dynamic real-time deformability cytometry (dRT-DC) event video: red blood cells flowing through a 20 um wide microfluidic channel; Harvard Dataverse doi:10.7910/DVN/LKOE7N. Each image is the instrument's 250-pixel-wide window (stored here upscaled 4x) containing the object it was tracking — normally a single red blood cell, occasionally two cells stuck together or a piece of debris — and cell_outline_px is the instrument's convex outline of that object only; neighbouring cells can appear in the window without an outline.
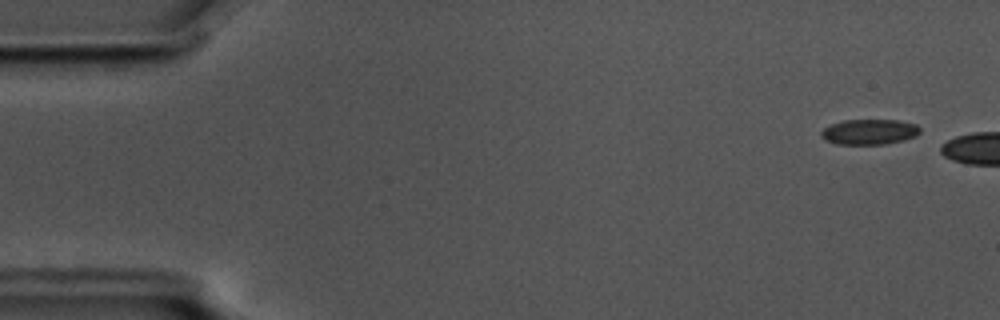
{"species": "common noctule bat (a hibernating species)", "species_latin": "Nyctalus noctula", "temperature_condition": "cold", "stored_images_in_passage": 46, "camera_frame_rate_fps": 3000, "um_per_image_px": 0.085, "animal": {"sex": "male", "body_mass_g": 17.5, "forearm_length_mm": 52.3}, "frame": {"image": 1, "passage_image": 3, "time_ms": 0.667, "image_size_px": [1000, 320], "cell_outline_px": [[920, 132], [916, 136], [904, 140], [884, 144], [836, 144], [824, 140], [820, 136], [820, 132], [824, 128], [832, 124], [844, 120], [900, 120], [916, 124], [920, 128]], "centroid_in_image_um": [73.89, 11.21], "position_along_channel_um": 11.1, "area_um2": 14.68}}
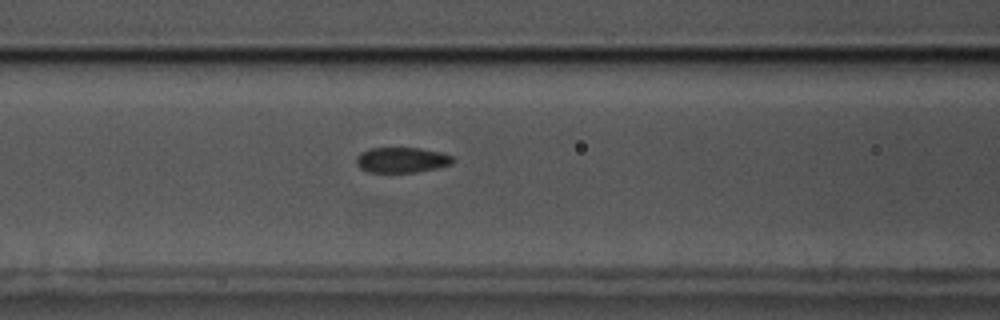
{"frame": {"image": 2, "passage_image": 23, "time_ms": 7.333, "image_size_px": [1000, 320], "cell_outline_px": [[456, 160], [452, 164], [436, 168], [412, 172], [368, 172], [360, 168], [356, 164], [356, 156], [360, 152], [368, 148], [420, 148], [440, 152], [452, 156]], "centroid_in_image_um": [34.13, 13.59], "position_along_channel_um": 132.5, "area_um2": 14.33}}
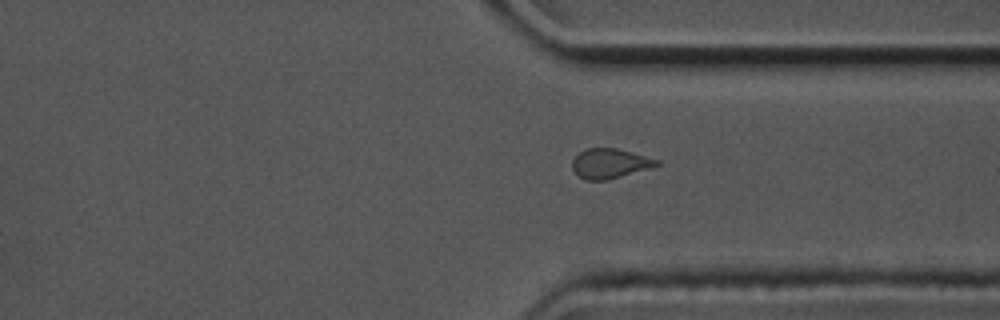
{"frame": {"image": 3, "passage_image": 42, "time_ms": 13.667, "image_size_px": [1000, 320], "cell_outline_px": [[660, 164], [648, 168], [608, 180], [584, 180], [572, 168], [572, 160], [580, 152], [588, 148], [616, 148], [660, 160]], "centroid_in_image_um": [51.82, 13.89], "position_along_channel_um": 359.6, "area_um2": 14.39}}